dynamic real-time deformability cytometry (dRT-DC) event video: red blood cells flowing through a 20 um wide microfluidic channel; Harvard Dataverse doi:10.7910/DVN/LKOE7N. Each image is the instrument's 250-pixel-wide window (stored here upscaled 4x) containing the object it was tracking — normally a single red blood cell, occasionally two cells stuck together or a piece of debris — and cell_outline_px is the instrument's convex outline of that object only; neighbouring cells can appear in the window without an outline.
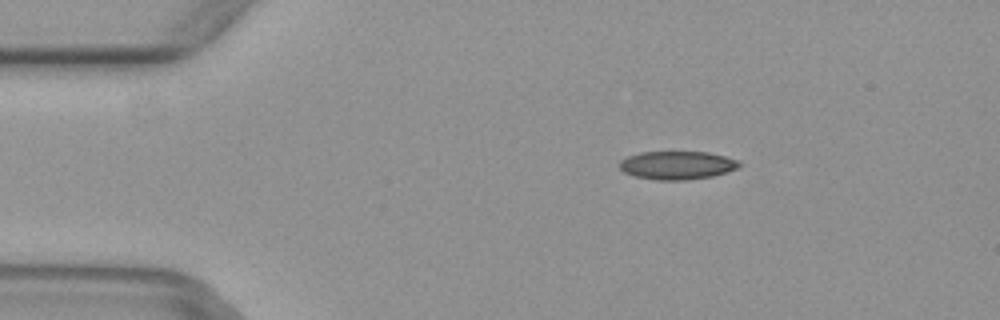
{"species": "common noctule bat (a hibernating species)", "species_latin": "Nyctalus noctula", "temperature_condition": "warm", "stored_images_in_passage": 7, "camera_frame_rate_fps": 3000, "um_per_image_px": 0.085, "animal": {"sex": "female", "body_mass_g": 29.2, "forearm_length_mm": 56.3}, "frame": {"image": 1, "passage_image": 3, "time_ms": 0.667, "image_size_px": [1000, 320], "cell_outline_px": [[740, 164], [736, 168], [728, 172], [712, 176], [688, 180], [656, 180], [632, 176], [624, 172], [620, 168], [620, 160], [628, 156], [640, 152], [708, 152], [740, 160]], "centroid_in_image_um": [57.55, 14.05], "position_along_channel_um": 27.5, "area_um2": 19.83}}